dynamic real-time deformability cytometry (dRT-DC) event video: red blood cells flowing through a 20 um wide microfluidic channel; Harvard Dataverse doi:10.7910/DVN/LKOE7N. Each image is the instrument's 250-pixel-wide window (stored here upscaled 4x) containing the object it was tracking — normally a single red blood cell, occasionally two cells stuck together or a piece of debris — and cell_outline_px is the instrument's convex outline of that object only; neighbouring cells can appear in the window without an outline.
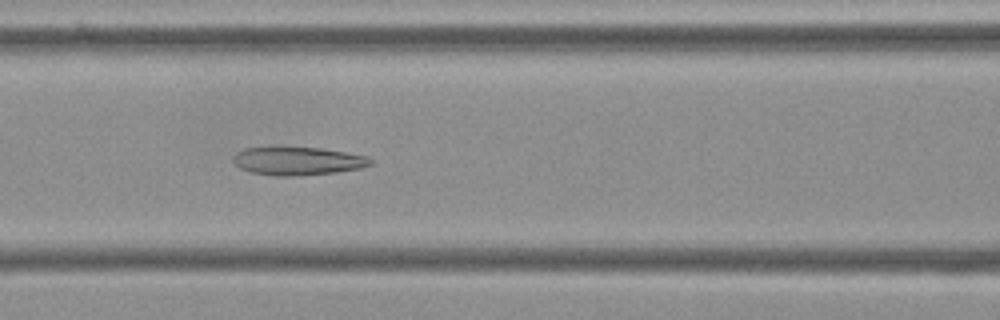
{"species": "Egyptian fruit bat (a non-hibernating species)", "species_latin": "Rousettus aegyptiacus", "temperature_condition": "cold", "stored_images_in_passage": 52, "camera_frame_rate_fps": 3000, "um_per_image_px": 0.085, "frame": {"image": 1, "passage_image": 20, "time_ms": 6.333, "image_size_px": [1000, 320], "cell_outline_px": [[372, 164], [360, 168], [336, 172], [296, 176], [276, 176], [252, 172], [240, 168], [232, 160], [232, 156], [236, 152], [244, 148], [272, 144], [320, 148], [368, 156], [372, 160]], "centroid_in_image_um": [25.23, 13.64], "position_along_channel_um": 141.4, "area_um2": 23.41}}
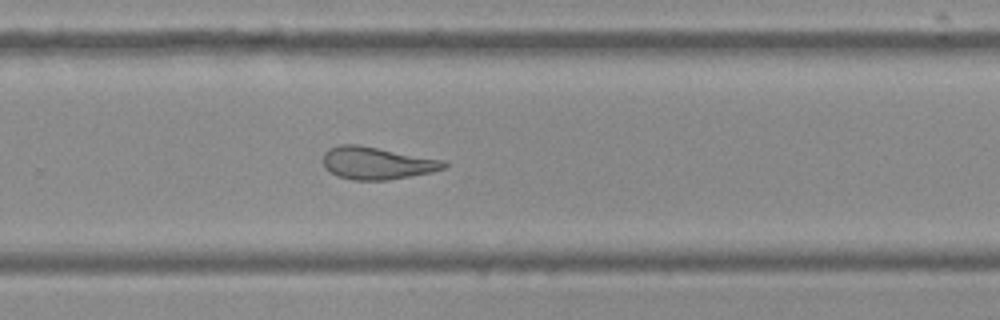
{"frame": {"image": 2, "passage_image": 33, "time_ms": 10.667, "image_size_px": [1000, 320], "cell_outline_px": [[448, 168], [432, 172], [388, 180], [352, 180], [336, 176], [324, 168], [324, 152], [328, 148], [340, 144], [360, 144], [444, 160], [448, 164]], "centroid_in_image_um": [32.04, 13.86], "position_along_channel_um": 297.8, "area_um2": 23.18}}
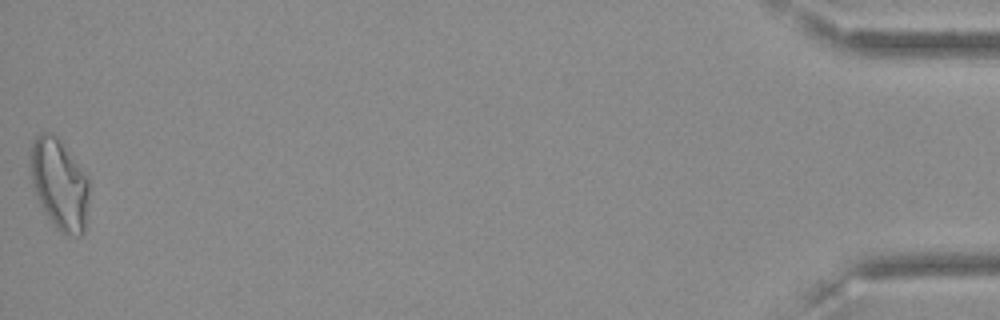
{"frame": {"image": 3, "passage_image": 52, "time_ms": 17.0, "image_size_px": [1000, 320], "cell_outline_px": [[88, 200], [84, 232], [80, 236], [64, 236], [56, 228], [40, 204], [32, 188], [28, 164], [28, 156], [32, 140], [40, 132], [48, 132], [56, 136], [88, 176]], "centroid_in_image_um": [5.0, 15.64], "position_along_channel_um": 430.2, "area_um2": 31.5}, "authors_computed_cell_mechanics": {"area_um2": 24.9985, "velocity_mm_per_s": 3.6162, "shape_relaxation_time_tau1_ms": null, "shape_relaxation_time_tau2_ms": 3.9385, "deformation_change_tau1": null, "deformation_change_tau2": 0.1335}}